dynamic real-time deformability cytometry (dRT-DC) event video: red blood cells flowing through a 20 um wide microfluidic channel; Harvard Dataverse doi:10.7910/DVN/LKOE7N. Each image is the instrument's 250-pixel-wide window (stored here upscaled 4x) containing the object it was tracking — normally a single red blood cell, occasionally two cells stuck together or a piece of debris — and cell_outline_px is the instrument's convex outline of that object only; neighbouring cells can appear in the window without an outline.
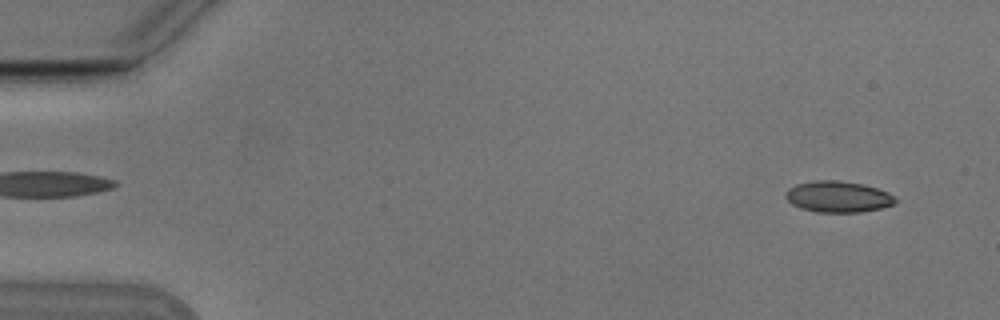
{"species": "Egyptian fruit bat (a non-hibernating species)", "species_latin": "Rousettus aegyptiacus", "temperature_condition": "cold", "stored_images_in_passage": 46, "camera_frame_rate_fps": 3000, "um_per_image_px": 0.085, "animal": {"sex": "male"}, "frame": {"image": 1, "passage_image": 3, "time_ms": 0.667, "image_size_px": [1000, 320], "cell_outline_px": [[896, 200], [892, 204], [880, 208], [860, 212], [816, 212], [800, 208], [792, 204], [784, 196], [784, 192], [788, 188], [796, 184], [816, 180], [836, 180], [860, 184], [876, 188], [888, 192]], "centroid_in_image_um": [71.16, 16.72], "position_along_channel_um": 13.8, "area_um2": 19.77}}
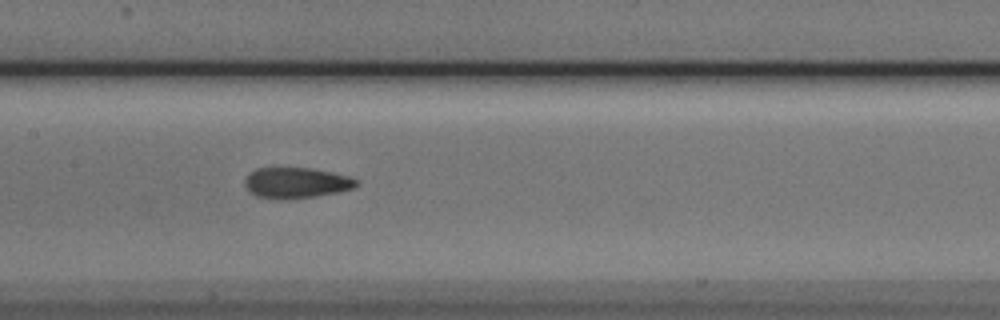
{"frame": {"image": 2, "passage_image": 26, "time_ms": 8.333, "image_size_px": [1000, 320], "cell_outline_px": [[360, 184], [352, 188], [336, 192], [316, 196], [288, 200], [280, 200], [256, 196], [248, 192], [244, 184], [244, 180], [256, 168], [312, 168], [332, 172], [348, 176], [360, 180]], "centroid_in_image_um": [25.17, 15.55], "position_along_channel_um": 182.2, "area_um2": 20.17}}
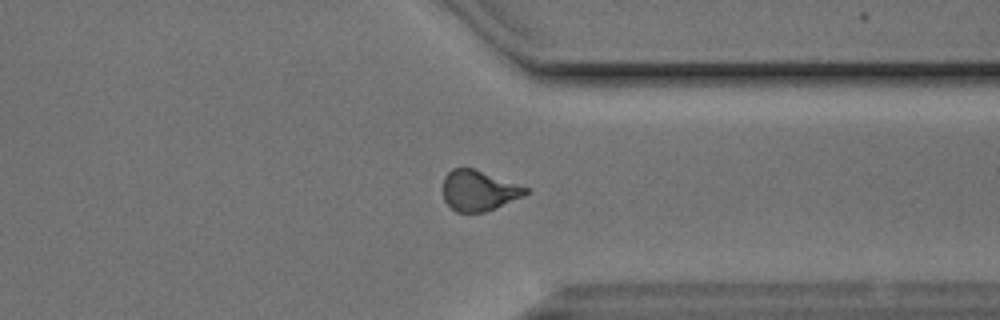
{"frame": {"image": 3, "passage_image": 41, "time_ms": 13.333, "image_size_px": [1000, 320], "cell_outline_px": [[532, 192], [524, 196], [496, 208], [484, 212], [456, 212], [444, 200], [444, 176], [452, 168], [472, 168], [528, 188]], "centroid_in_image_um": [40.71, 16.21], "position_along_channel_um": 370.7, "area_um2": 19.31}}